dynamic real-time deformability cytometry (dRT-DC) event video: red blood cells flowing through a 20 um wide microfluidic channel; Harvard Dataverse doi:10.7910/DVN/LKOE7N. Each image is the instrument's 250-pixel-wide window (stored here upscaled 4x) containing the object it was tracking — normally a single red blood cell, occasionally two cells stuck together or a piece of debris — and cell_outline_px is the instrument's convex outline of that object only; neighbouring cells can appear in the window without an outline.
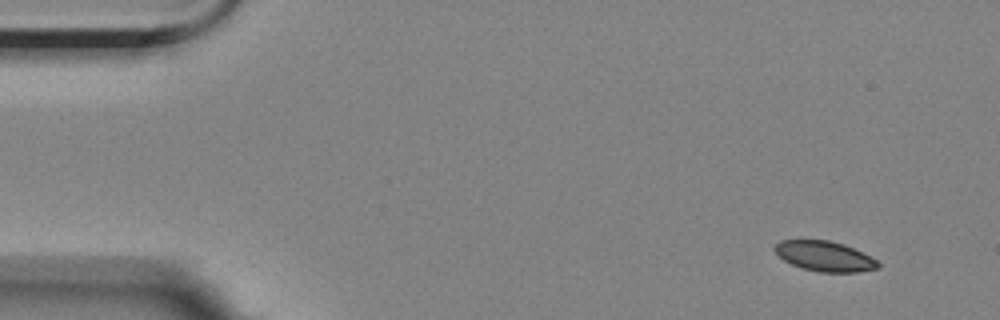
{"species": "Egyptian fruit bat (a non-hibernating species)", "species_latin": "Rousettus aegyptiacus", "temperature_condition": "room temperature", "stored_images_in_passage": 9, "camera_frame_rate_fps": 3000, "um_per_image_px": 0.085, "animal": {"sex": "female"}, "frame": {"image": 1, "passage_image": 1, "time_ms": 0.0, "image_size_px": [1000, 320], "cell_outline_px": [[880, 268], [856, 272], [820, 272], [804, 268], [792, 264], [784, 260], [772, 248], [780, 240], [828, 240], [844, 244], [876, 260], [880, 264]], "centroid_in_image_um": [70.08, 21.77], "position_along_channel_um": 14.9, "area_um2": 17.86}}
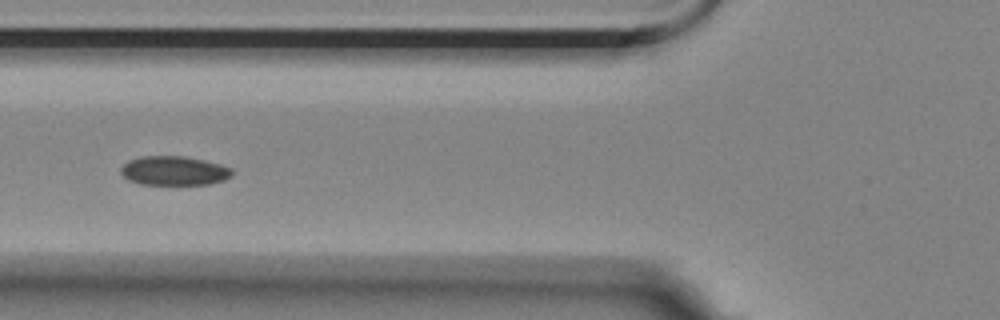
{"frame": {"image": 2, "passage_image": 6, "time_ms": 5.667, "image_size_px": [1000, 320], "cell_outline_px": [[232, 176], [224, 180], [208, 184], [140, 184], [128, 180], [120, 172], [120, 168], [128, 160], [140, 156], [184, 156], [204, 160], [220, 164], [232, 168]], "centroid_in_image_um": [14.78, 14.5], "position_along_channel_um": 111.0, "area_um2": 18.96}}
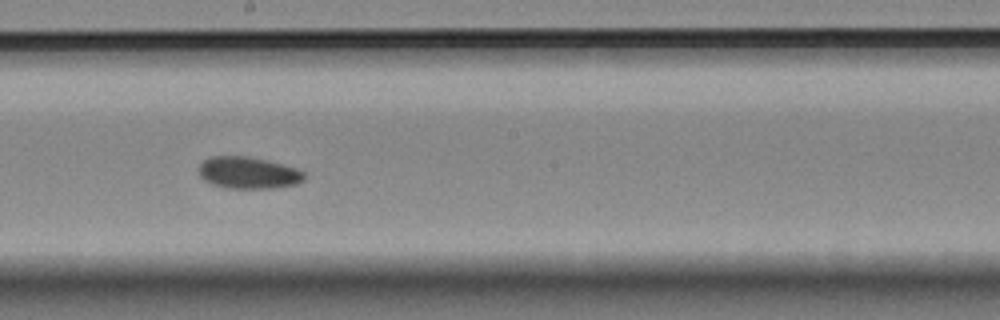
{"frame": {"image": 3, "passage_image": 9, "time_ms": 9.0, "image_size_px": [1000, 320], "cell_outline_px": [[304, 180], [296, 184], [272, 188], [228, 188], [212, 184], [204, 180], [200, 176], [196, 168], [204, 160], [212, 156], [248, 156], [268, 160], [296, 168], [304, 172]], "centroid_in_image_um": [21.07, 14.68], "position_along_channel_um": 227.1, "area_um2": 19.65}}